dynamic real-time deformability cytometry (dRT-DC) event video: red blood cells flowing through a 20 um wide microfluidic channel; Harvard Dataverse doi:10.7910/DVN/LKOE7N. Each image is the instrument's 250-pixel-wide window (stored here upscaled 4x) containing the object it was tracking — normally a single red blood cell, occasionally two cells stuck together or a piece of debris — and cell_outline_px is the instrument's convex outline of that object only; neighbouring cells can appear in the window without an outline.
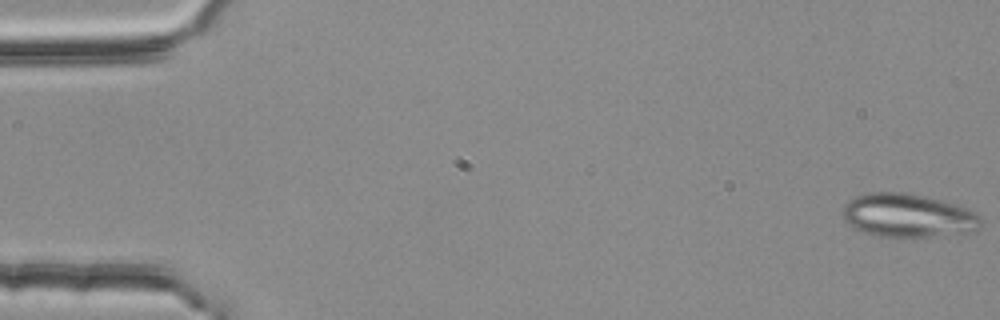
{"species": "common noctule bat (a hibernating species)", "species_latin": "Nyctalus noctula", "temperature_condition": "room temperature", "stored_images_in_passage": 54, "camera_frame_rate_fps": 3000, "um_per_image_px": 0.085, "animal": {"sex": "female", "body_mass_g": 25.1}, "frame": {"image": 1, "passage_image": 1, "time_ms": 0.0, "image_size_px": [1000, 320], "cell_outline_px": [[980, 224], [972, 232], [912, 240], [904, 240], [880, 236], [864, 232], [852, 228], [844, 220], [840, 212], [844, 204], [852, 196], [868, 192], [908, 192], [960, 204], [980, 216]], "centroid_in_image_um": [77.13, 18.35], "position_along_channel_um": 7.9, "area_um2": 36.59}}
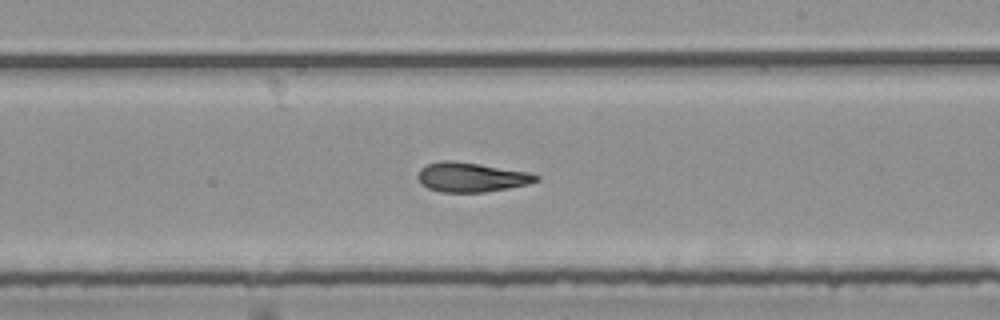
{"frame": {"image": 2, "passage_image": 32, "time_ms": 10.333, "image_size_px": [1000, 320], "cell_outline_px": [[540, 180], [528, 184], [508, 188], [484, 192], [440, 192], [428, 188], [420, 184], [416, 176], [420, 168], [428, 164], [440, 160], [452, 160], [480, 164], [528, 172], [540, 176]], "centroid_in_image_um": [40.03, 15.06], "position_along_channel_um": 249.0, "area_um2": 20.46}}
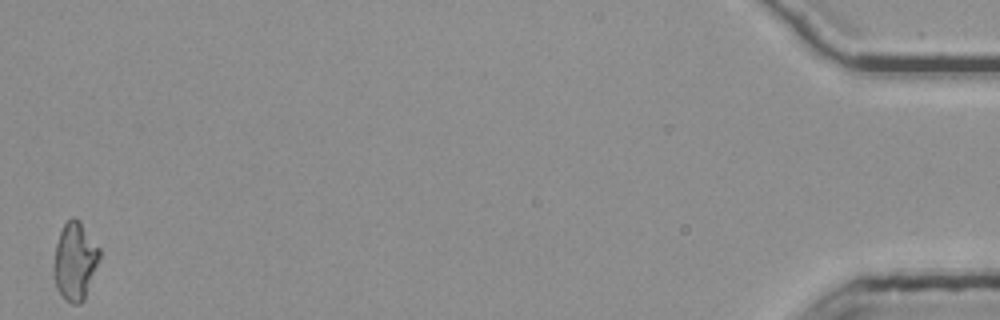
{"frame": {"image": 3, "passage_image": 54, "time_ms": 17.667, "image_size_px": [1000, 320], "cell_outline_px": [[100, 256], [84, 300], [80, 304], [72, 304], [56, 288], [52, 276], [52, 268], [56, 244], [60, 232], [64, 224], [72, 216], [80, 220], [100, 248]], "centroid_in_image_um": [6.35, 22.18], "position_along_channel_um": 428.8, "area_um2": 20.81}, "authors_computed_cell_mechanics": {"area_um2": 20.7791, "velocity_mm_per_s": 3.7736, "shape_relaxation_time_tau1_ms": null, "shape_relaxation_time_tau2_ms": 1.8115, "deformation_change_tau1": null, "deformation_change_tau2": 0.0995}}